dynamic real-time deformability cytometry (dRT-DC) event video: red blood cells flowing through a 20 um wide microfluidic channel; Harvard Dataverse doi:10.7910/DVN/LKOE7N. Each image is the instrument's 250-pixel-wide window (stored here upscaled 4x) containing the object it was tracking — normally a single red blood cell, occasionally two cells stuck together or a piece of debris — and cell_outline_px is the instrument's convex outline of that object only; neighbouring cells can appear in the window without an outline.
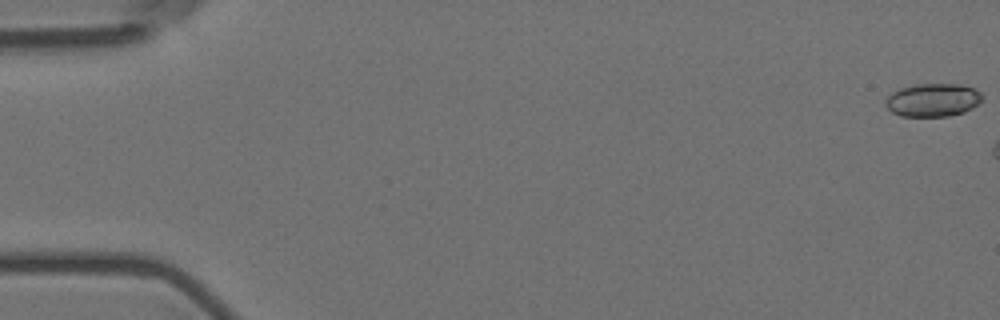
{"species": "Egyptian fruit bat (a non-hibernating species)", "species_latin": "Rousettus aegyptiacus", "temperature_condition": "room temperature", "stored_images_in_passage": 12, "camera_frame_rate_fps": 3000, "um_per_image_px": 0.085, "animal": {"sex": "female"}, "frame": {"image": 1, "passage_image": 1, "time_ms": 0.0, "image_size_px": [1000, 320], "cell_outline_px": [[984, 96], [972, 108], [964, 112], [948, 116], [900, 116], [892, 112], [884, 104], [884, 100], [892, 92], [900, 88], [916, 84], [960, 84], [972, 88], [980, 92]], "centroid_in_image_um": [79.26, 8.5], "position_along_channel_um": 5.7, "area_um2": 18.67}}